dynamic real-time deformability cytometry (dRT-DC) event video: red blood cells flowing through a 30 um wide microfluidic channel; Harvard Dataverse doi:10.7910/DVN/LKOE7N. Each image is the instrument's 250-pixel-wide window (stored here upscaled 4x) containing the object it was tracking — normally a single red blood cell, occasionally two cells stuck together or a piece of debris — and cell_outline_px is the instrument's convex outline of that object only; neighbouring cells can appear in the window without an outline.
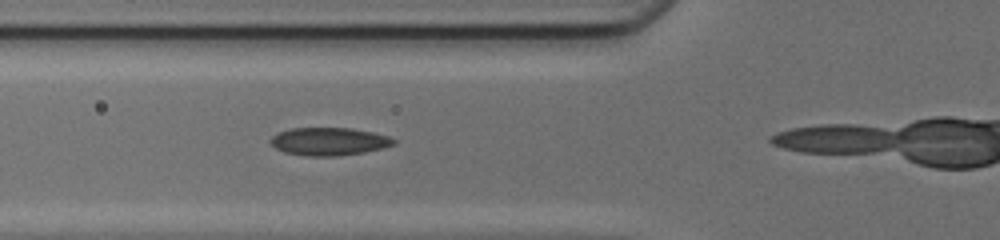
{"species": "common noctule bat (a hibernating species)", "species_latin": "Nyctalus noctula", "temperature_condition": "cold", "stored_images_in_passage": 15, "camera_frame_rate_fps": 3000, "um_per_image_px": 0.085, "animal": {"sex": "female", "body_mass_g": 17.0, "forearm_length_mm": 48.0}, "frame": {"image": 1, "passage_image": 11, "time_ms": 3.333, "image_size_px": [1000, 240], "cell_outline_px": [[396, 144], [364, 152], [336, 156], [304, 156], [284, 152], [276, 148], [268, 140], [276, 132], [292, 128], [352, 128], [372, 132], [388, 136], [396, 140]], "centroid_in_image_um": [27.93, 12.02], "position_along_channel_um": 97.9, "area_um2": 20.06}}